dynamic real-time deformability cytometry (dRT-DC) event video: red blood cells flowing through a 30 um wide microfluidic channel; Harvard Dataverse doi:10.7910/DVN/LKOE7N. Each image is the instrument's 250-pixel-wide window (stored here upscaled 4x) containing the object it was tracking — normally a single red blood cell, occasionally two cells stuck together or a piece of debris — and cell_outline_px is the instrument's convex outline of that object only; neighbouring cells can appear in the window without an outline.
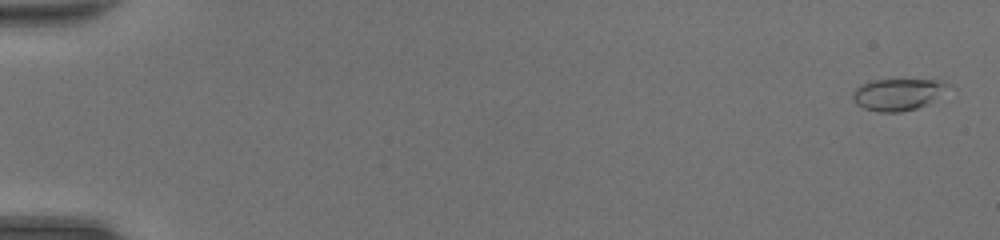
{"species": "common noctule bat (a hibernating species)", "species_latin": "Nyctalus noctula", "temperature_condition": "room temperature", "stored_images_in_passage": 49, "camera_frame_rate_fps": 3000, "um_per_image_px": 0.085, "animal": {"sex": "female", "body_mass_g": 20.0, "forearm_length_mm": 54.0}, "frame": {"image": 1, "passage_image": 2, "time_ms": 0.333, "image_size_px": [1000, 240], "cell_outline_px": [[956, 88], [928, 104], [916, 108], [900, 112], [880, 112], [864, 108], [856, 104], [852, 100], [852, 92], [860, 84], [868, 80], [904, 76], [948, 80]], "centroid_in_image_um": [76.47, 7.92], "position_along_channel_um": 8.5, "area_um2": 19.54}}
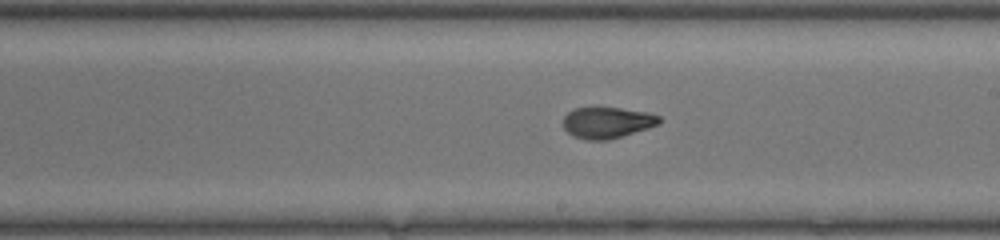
{"frame": {"image": 2, "passage_image": 30, "time_ms": 9.667, "image_size_px": [1000, 240], "cell_outline_px": [[664, 120], [660, 124], [648, 128], [608, 140], [588, 140], [572, 136], [564, 128], [564, 116], [568, 112], [576, 108], [620, 108], [648, 112], [660, 116]], "centroid_in_image_um": [51.65, 10.42], "position_along_channel_um": 237.4, "area_um2": 17.46}}
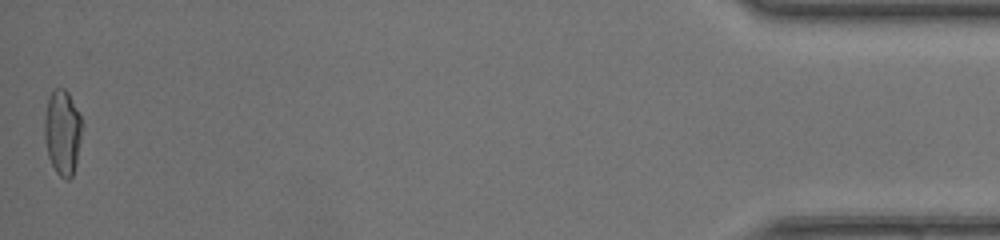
{"frame": {"image": 3, "passage_image": 49, "time_ms": 16.0, "image_size_px": [1000, 240], "cell_outline_px": [[80, 140], [76, 164], [72, 176], [68, 180], [64, 180], [56, 172], [48, 156], [44, 140], [44, 120], [48, 96], [56, 88], [64, 88], [68, 92], [80, 116]], "centroid_in_image_um": [5.28, 11.26], "position_along_channel_um": 429.9, "area_um2": 18.44}, "authors_computed_cell_mechanics": {"area_um2": 17.9758, "velocity_mm_per_s": 4.4094, "shape_relaxation_time_tau1_ms": 10.8531, "shape_relaxation_time_tau2_ms": 0.8921, "deformation_change_tau1": 0.3689, "deformation_change_tau2": 0.0616}}